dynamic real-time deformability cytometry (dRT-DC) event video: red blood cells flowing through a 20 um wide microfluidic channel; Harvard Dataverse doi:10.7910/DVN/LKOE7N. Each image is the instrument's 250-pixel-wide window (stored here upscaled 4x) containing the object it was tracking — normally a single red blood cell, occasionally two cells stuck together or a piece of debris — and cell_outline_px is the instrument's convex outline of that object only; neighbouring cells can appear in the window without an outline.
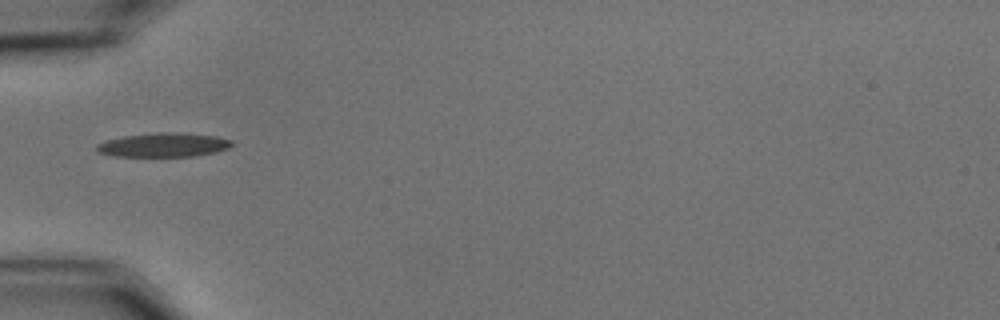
{"species": "common noctule bat (a hibernating species)", "species_latin": "Nyctalus noctula", "temperature_condition": "cold", "stored_images_in_passage": 7, "camera_frame_rate_fps": 3000, "um_per_image_px": 0.085, "animal": {"sex": "male", "body_mass_g": 15.6}, "frame": {"image": 1, "passage_image": 1, "time_ms": 0.0, "image_size_px": [1000, 320], "cell_outline_px": [[232, 144], [228, 148], [216, 152], [192, 156], [116, 156], [100, 152], [96, 148], [96, 144], [108, 140], [124, 136], [160, 132], [168, 132], [216, 136], [232, 140]], "centroid_in_image_um": [13.92, 12.32], "position_along_channel_um": 71.1, "area_um2": 18.55}}